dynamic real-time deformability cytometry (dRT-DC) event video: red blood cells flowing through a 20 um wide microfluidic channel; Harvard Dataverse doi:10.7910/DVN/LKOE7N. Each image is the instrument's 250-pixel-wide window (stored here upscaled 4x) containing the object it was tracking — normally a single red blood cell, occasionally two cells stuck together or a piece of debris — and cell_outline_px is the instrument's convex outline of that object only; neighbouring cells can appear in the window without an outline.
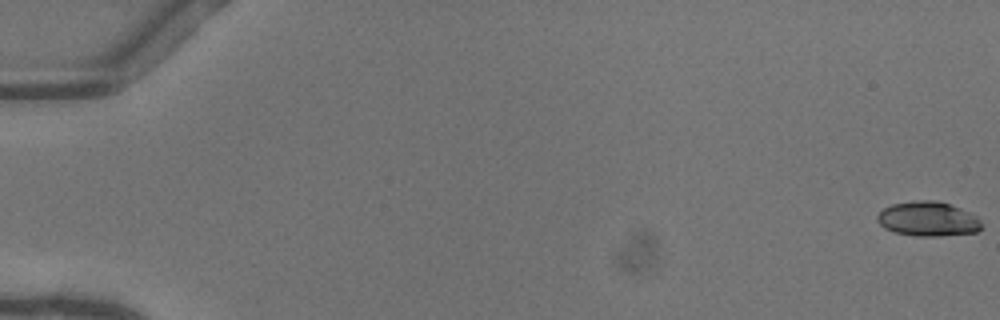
{"species": "common noctule bat (a hibernating species)", "species_latin": "Nyctalus noctula", "temperature_condition": "warm", "stored_images_in_passage": 52, "camera_frame_rate_fps": 3000, "um_per_image_px": 0.085, "animal": {"sex": "female"}, "frame": {"image": 1, "passage_image": 1, "time_ms": 0.0, "image_size_px": [1000, 320], "cell_outline_px": [[980, 228], [976, 232], [940, 236], [916, 236], [896, 232], [884, 228], [876, 220], [876, 216], [884, 208], [892, 204], [916, 200], [936, 200], [960, 208], [976, 216], [980, 220]], "centroid_in_image_um": [78.85, 18.61], "position_along_channel_um": 6.2, "area_um2": 20.87}}
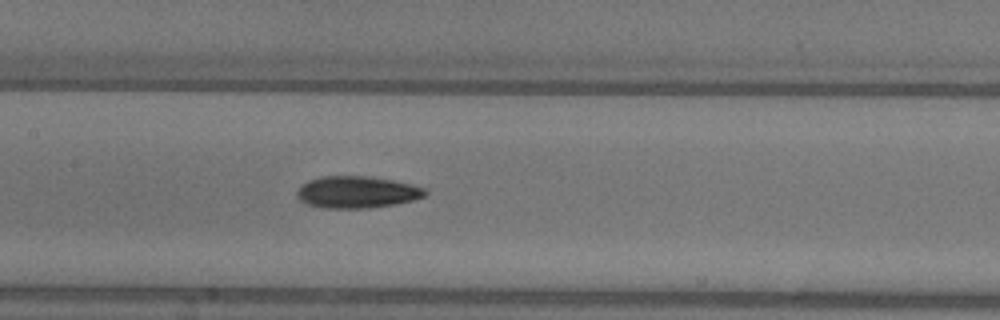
{"frame": {"image": 2, "passage_image": 27, "time_ms": 8.667, "image_size_px": [1000, 320], "cell_outline_px": [[428, 192], [424, 196], [412, 200], [392, 204], [368, 208], [324, 208], [308, 204], [300, 200], [296, 196], [296, 192], [300, 184], [308, 180], [320, 176], [368, 176], [392, 180], [412, 184], [428, 188]], "centroid_in_image_um": [30.32, 16.32], "position_along_channel_um": 177.1, "area_um2": 23.93}}
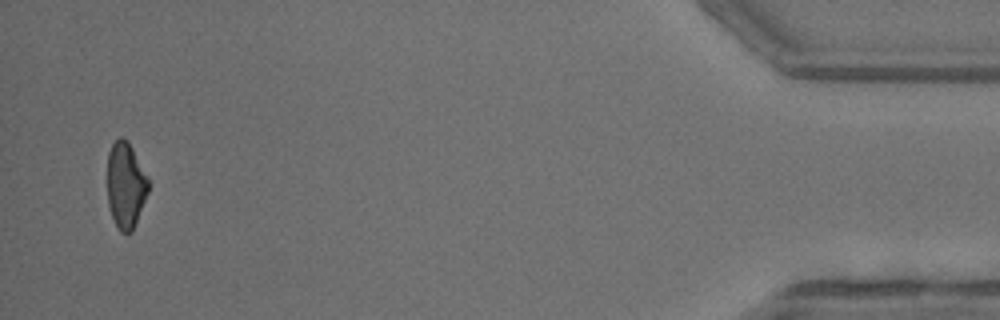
{"frame": {"image": 3, "passage_image": 51, "time_ms": 16.667, "image_size_px": [1000, 320], "cell_outline_px": [[148, 192], [132, 232], [120, 232], [112, 216], [108, 204], [108, 152], [112, 144], [120, 136], [128, 140], [148, 176]], "centroid_in_image_um": [10.69, 15.71], "position_along_channel_um": 424.5, "area_um2": 20.46}, "authors_computed_cell_mechanics": {"area_um2": 22.0507, "velocity_mm_per_s": 4.12, "shape_relaxation_time_tau1_ms": 3.6389, "shape_relaxation_time_tau2_ms": null, "deformation_change_tau1": 0.1548, "deformation_change_tau2": null}}